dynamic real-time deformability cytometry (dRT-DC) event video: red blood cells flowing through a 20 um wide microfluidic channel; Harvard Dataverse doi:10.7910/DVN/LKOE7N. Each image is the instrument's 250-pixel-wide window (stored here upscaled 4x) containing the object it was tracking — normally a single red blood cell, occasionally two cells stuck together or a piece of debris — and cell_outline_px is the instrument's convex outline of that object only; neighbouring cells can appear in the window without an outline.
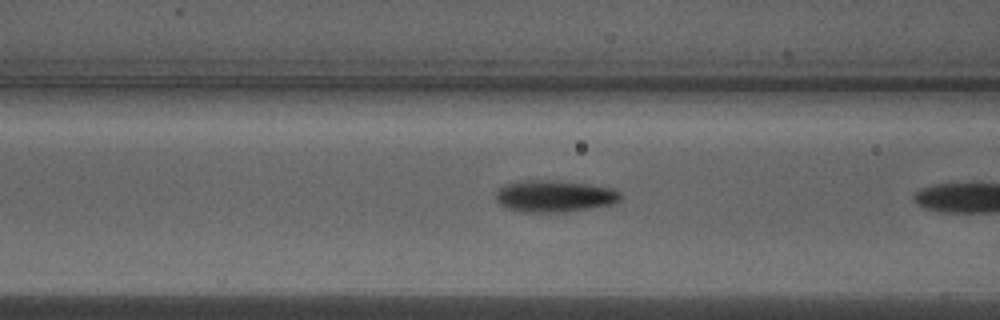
{"species": "Egyptian fruit bat (a non-hibernating species)", "species_latin": "Rousettus aegyptiacus", "temperature_condition": "warm", "stored_images_in_passage": 7, "camera_frame_rate_fps": 3000, "um_per_image_px": 0.085, "animal": {"sex": "male"}, "frame": {"image": 1, "passage_image": 6, "time_ms": 1.667, "image_size_px": [1000, 320], "cell_outline_px": [[620, 200], [612, 204], [564, 212], [520, 212], [508, 208], [500, 204], [496, 200], [496, 192], [504, 184], [520, 180], [556, 180], [588, 184], [612, 188], [620, 192]], "centroid_in_image_um": [47.09, 16.66], "position_along_channel_um": 119.5, "area_um2": 23.12}}